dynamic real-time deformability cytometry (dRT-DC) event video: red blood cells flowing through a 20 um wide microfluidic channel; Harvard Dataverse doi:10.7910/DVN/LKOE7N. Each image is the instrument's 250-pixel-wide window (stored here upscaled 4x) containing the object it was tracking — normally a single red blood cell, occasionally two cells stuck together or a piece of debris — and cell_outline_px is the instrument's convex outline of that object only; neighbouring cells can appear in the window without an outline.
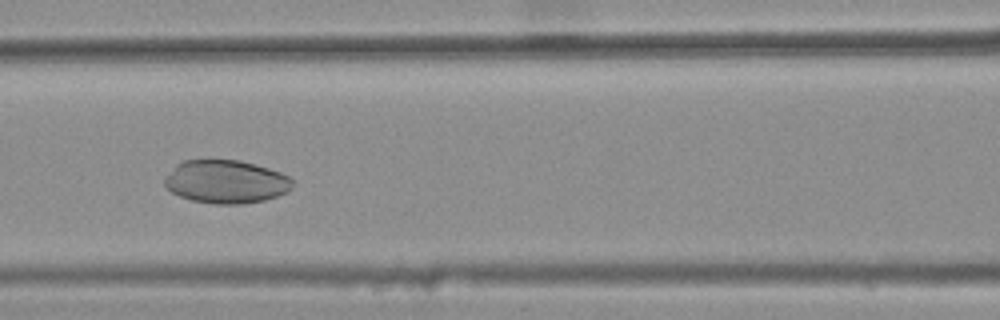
{"species": "common noctule bat (a hibernating species)", "species_latin": "Nyctalus noctula", "temperature_condition": "warm", "stored_images_in_passage": 36, "camera_frame_rate_fps": 3000, "um_per_image_px": 0.085, "animal": {"sex": "female", "body_mass_g": 25.1}, "frame": {"image": 1, "passage_image": 16, "time_ms": 5.0, "image_size_px": [1000, 320], "cell_outline_px": [[296, 180], [292, 188], [288, 192], [264, 200], [244, 204], [212, 204], [192, 200], [180, 196], [172, 192], [164, 184], [164, 180], [176, 164], [184, 160], [240, 160], [268, 168], [280, 172]], "centroid_in_image_um": [19.25, 15.45], "position_along_channel_um": 147.4, "area_um2": 32.31}}
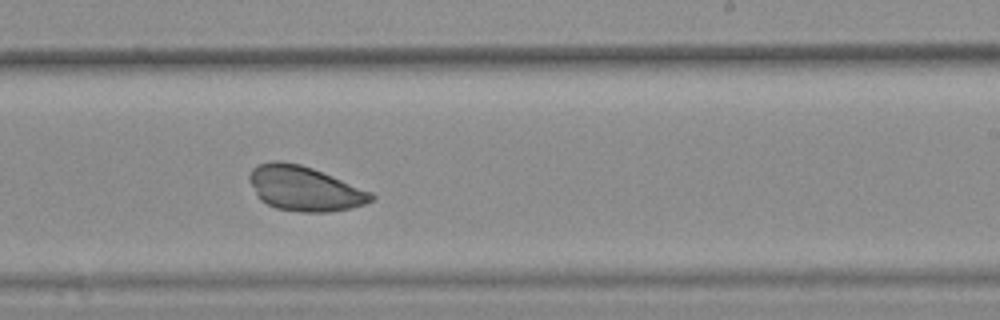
{"frame": {"image": 2, "passage_image": 25, "time_ms": 8.0, "image_size_px": [1000, 320], "cell_outline_px": [[376, 196], [372, 200], [364, 204], [352, 208], [328, 212], [300, 212], [276, 208], [260, 200], [256, 196], [248, 180], [248, 176], [252, 168], [256, 164], [272, 160], [280, 160], [300, 164], [312, 168], [372, 192]], "centroid_in_image_um": [25.84, 16.02], "position_along_channel_um": 263.2, "area_um2": 31.96}}
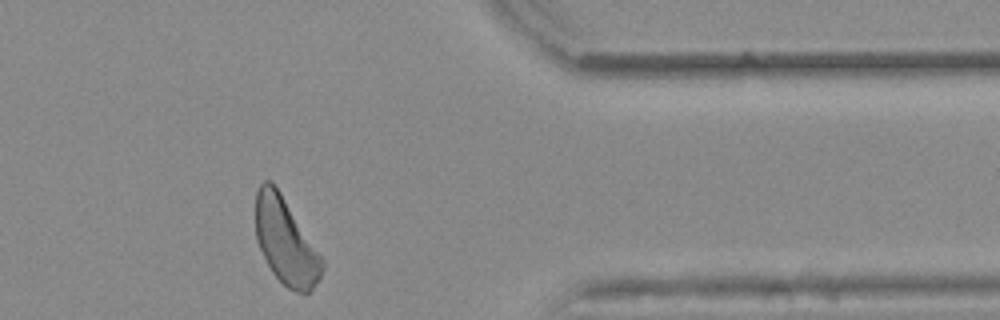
{"frame": {"image": 3, "passage_image": 36, "time_ms": 11.667, "image_size_px": [1000, 320], "cell_outline_px": [[324, 268], [320, 276], [312, 288], [308, 292], [296, 292], [288, 288], [272, 272], [256, 240], [256, 192], [260, 184], [264, 180], [272, 180], [280, 192], [324, 260]], "centroid_in_image_um": [24.27, 20.49], "position_along_channel_um": 387.1, "area_um2": 32.89}}